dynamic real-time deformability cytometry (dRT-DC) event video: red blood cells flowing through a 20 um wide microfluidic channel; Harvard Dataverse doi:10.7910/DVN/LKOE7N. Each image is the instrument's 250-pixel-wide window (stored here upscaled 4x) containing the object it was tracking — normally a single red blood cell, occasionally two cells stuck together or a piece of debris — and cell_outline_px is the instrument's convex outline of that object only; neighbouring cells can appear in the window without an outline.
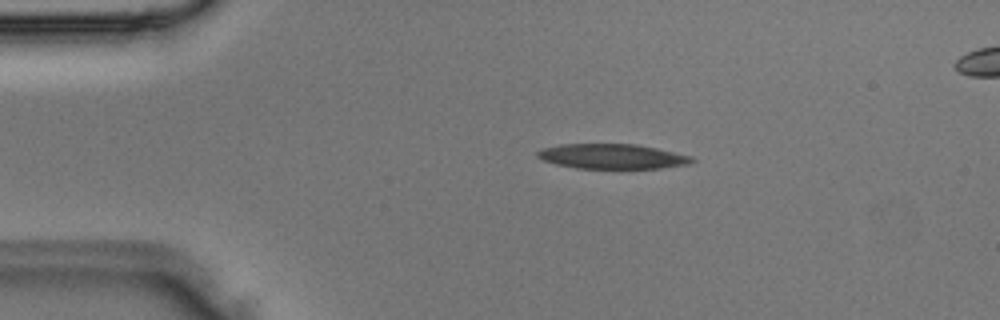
{"species": "Egyptian fruit bat (a non-hibernating species)", "species_latin": "Rousettus aegyptiacus", "temperature_condition": "room temperature", "stored_images_in_passage": 3, "camera_frame_rate_fps": 3000, "um_per_image_px": 0.085, "animal": {"sex": "male"}, "frame": {"image": 1, "passage_image": 1, "time_ms": 0.0, "image_size_px": [1000, 320], "cell_outline_px": [[696, 160], [688, 164], [660, 168], [576, 168], [556, 164], [544, 160], [536, 156], [536, 152], [544, 148], [560, 144], [636, 144], [656, 148], [692, 156]], "centroid_in_image_um": [52.04, 13.29], "position_along_channel_um": 33.0, "area_um2": 22.25}}